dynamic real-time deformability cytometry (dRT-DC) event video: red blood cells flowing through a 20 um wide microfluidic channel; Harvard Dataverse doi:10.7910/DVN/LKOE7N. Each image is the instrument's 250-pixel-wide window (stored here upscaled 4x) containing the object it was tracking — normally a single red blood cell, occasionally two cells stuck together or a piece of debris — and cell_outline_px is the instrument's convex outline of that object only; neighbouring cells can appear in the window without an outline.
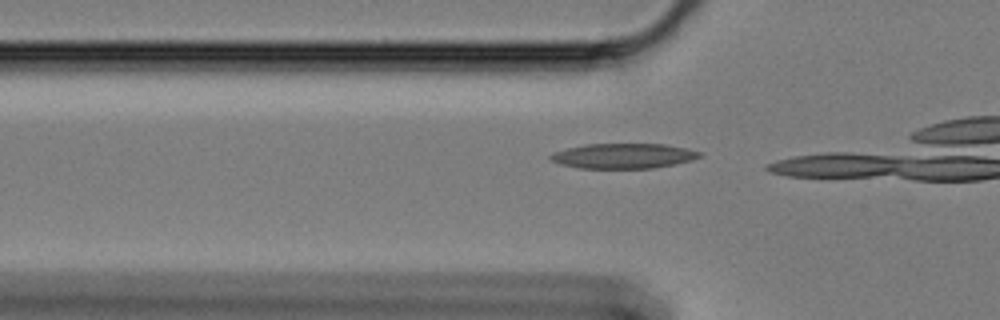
{"species": "Egyptian fruit bat (a non-hibernating species)", "species_latin": "Rousettus aegyptiacus", "temperature_condition": "cold", "stored_images_in_passage": 5, "camera_frame_rate_fps": 3000, "um_per_image_px": 0.085, "animal": {"sex": "female"}, "frame": {"image": 1, "passage_image": 3, "time_ms": 0.667, "image_size_px": [1000, 320], "cell_outline_px": [[704, 156], [692, 160], [652, 168], [580, 168], [560, 164], [552, 160], [548, 156], [552, 152], [584, 144], [664, 144], [688, 148], [704, 152]], "centroid_in_image_um": [53.03, 13.24], "position_along_channel_um": 72.8, "area_um2": 21.85}}